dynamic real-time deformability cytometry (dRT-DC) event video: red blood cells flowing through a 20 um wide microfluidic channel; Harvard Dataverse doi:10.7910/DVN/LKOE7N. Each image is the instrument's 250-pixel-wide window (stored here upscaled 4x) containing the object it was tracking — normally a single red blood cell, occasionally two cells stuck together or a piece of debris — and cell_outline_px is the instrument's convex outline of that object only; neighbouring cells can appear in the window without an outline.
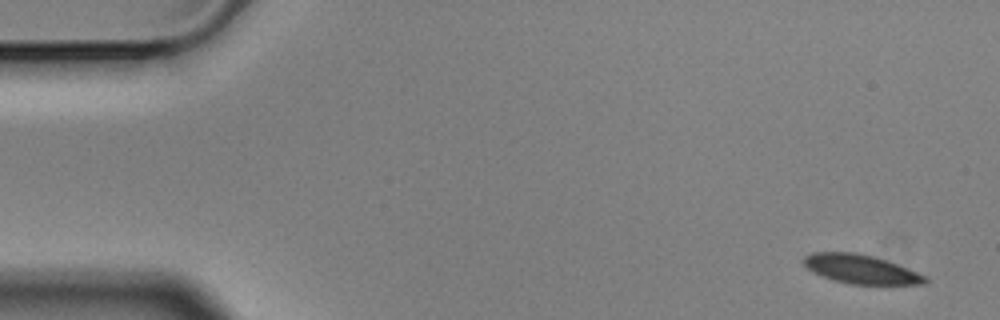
{"species": "Egyptian fruit bat (a non-hibernating species)", "species_latin": "Rousettus aegyptiacus", "temperature_condition": "cold", "stored_images_in_passage": 6, "camera_frame_rate_fps": 3000, "um_per_image_px": 0.085, "animal": {"sex": "male"}, "frame": {"image": 1, "passage_image": 1, "time_ms": 0.0, "image_size_px": [1000, 320], "cell_outline_px": [[928, 280], [924, 284], [852, 284], [836, 280], [812, 272], [804, 264], [804, 256], [812, 252], [856, 252], [872, 256], [908, 268], [924, 276]], "centroid_in_image_um": [73.14, 22.87], "position_along_channel_um": 11.9, "area_um2": 20.06}}
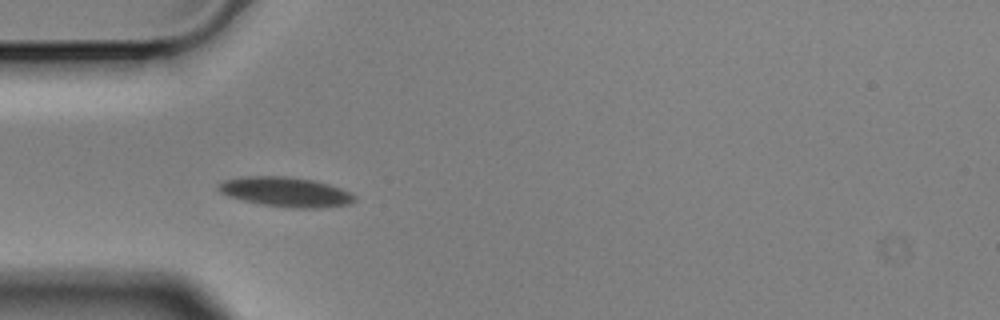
{"frame": {"image": 2, "passage_image": 5, "time_ms": 1.333, "image_size_px": [1000, 320], "cell_outline_px": [[356, 200], [348, 204], [320, 208], [292, 208], [260, 204], [228, 196], [220, 192], [216, 188], [216, 184], [224, 180], [244, 176], [288, 176], [312, 180], [328, 184], [340, 188], [356, 196]], "centroid_in_image_um": [24.24, 16.31], "position_along_channel_um": 60.8, "area_um2": 23.58}}
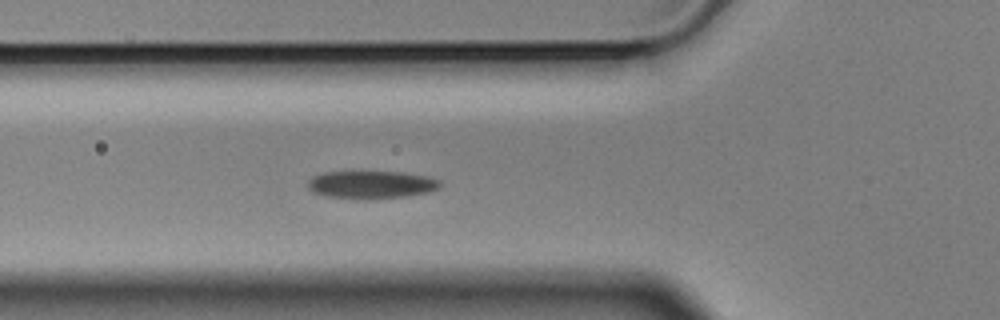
{"frame": {"image": 3, "passage_image": 6, "time_ms": 1.667, "image_size_px": [1000, 320], "cell_outline_px": [[444, 184], [440, 188], [432, 192], [408, 196], [368, 200], [364, 200], [328, 196], [312, 192], [308, 188], [308, 180], [312, 176], [324, 172], [404, 172], [432, 176], [440, 180]], "centroid_in_image_um": [31.65, 15.7], "position_along_channel_um": 94.1, "area_um2": 22.02}}